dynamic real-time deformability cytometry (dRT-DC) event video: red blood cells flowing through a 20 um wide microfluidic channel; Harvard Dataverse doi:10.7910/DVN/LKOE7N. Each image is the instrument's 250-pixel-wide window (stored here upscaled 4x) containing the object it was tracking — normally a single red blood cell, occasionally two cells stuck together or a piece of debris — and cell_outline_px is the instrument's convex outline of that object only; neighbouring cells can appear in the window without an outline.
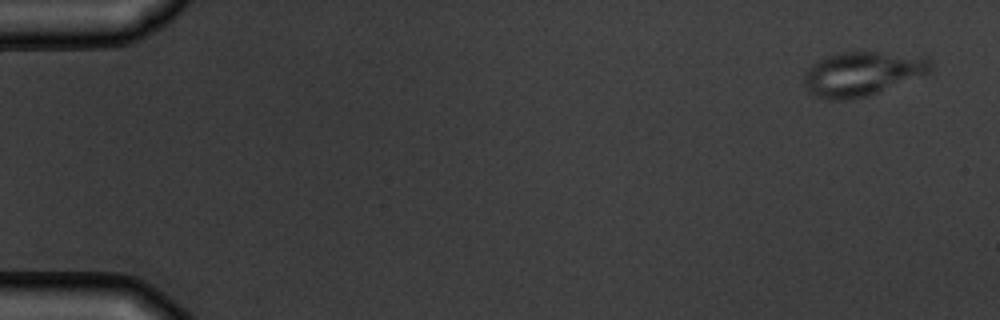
{"species": "common noctule bat (a hibernating species)", "species_latin": "Nyctalus noctula", "temperature_condition": "warm", "stored_images_in_passage": 5, "camera_frame_rate_fps": 3000, "um_per_image_px": 0.085, "animal": {"sex": "male", "body_mass_g": 19.5, "forearm_length_mm": 54.6}, "frame": {"image": 1, "passage_image": 1, "time_ms": 0.0, "image_size_px": [1000, 320], "cell_outline_px": [[932, 68], [928, 72], [868, 96], [848, 100], [828, 100], [808, 92], [804, 84], [804, 72], [816, 60], [840, 52], [880, 52], [928, 56], [932, 60]], "centroid_in_image_um": [73.26, 6.25], "position_along_channel_um": 11.7, "area_um2": 32.6}}